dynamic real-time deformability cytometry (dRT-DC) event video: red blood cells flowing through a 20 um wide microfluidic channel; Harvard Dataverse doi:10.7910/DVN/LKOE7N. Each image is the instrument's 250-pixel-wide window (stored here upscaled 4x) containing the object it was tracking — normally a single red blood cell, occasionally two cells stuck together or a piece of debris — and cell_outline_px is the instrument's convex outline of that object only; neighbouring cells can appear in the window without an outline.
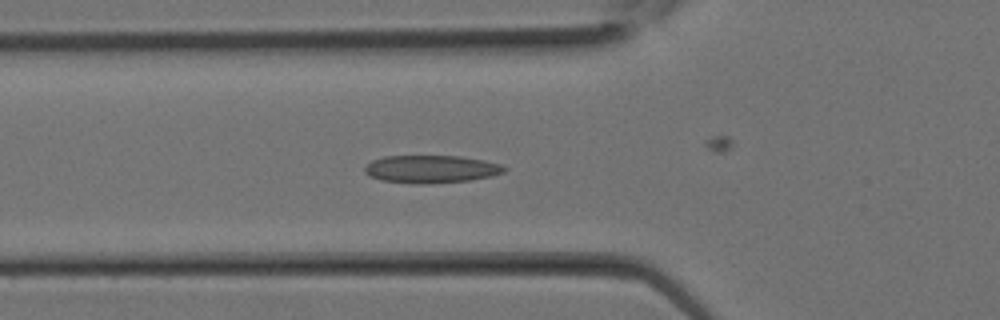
{"species": "Egyptian fruit bat (a non-hibernating species)", "species_latin": "Rousettus aegyptiacus", "temperature_condition": "room temperature", "stored_images_in_passage": 13, "camera_frame_rate_fps": 3000, "um_per_image_px": 0.085, "animal": {"sex": "female"}, "frame": {"image": 1, "passage_image": 10, "time_ms": 3.0, "image_size_px": [1000, 320], "cell_outline_px": [[508, 168], [504, 172], [492, 176], [468, 180], [424, 184], [416, 184], [380, 180], [368, 176], [364, 172], [364, 168], [372, 160], [384, 156], [460, 156], [484, 160], [500, 164]], "centroid_in_image_um": [36.63, 14.37], "position_along_channel_um": 89.2, "area_um2": 22.6}}